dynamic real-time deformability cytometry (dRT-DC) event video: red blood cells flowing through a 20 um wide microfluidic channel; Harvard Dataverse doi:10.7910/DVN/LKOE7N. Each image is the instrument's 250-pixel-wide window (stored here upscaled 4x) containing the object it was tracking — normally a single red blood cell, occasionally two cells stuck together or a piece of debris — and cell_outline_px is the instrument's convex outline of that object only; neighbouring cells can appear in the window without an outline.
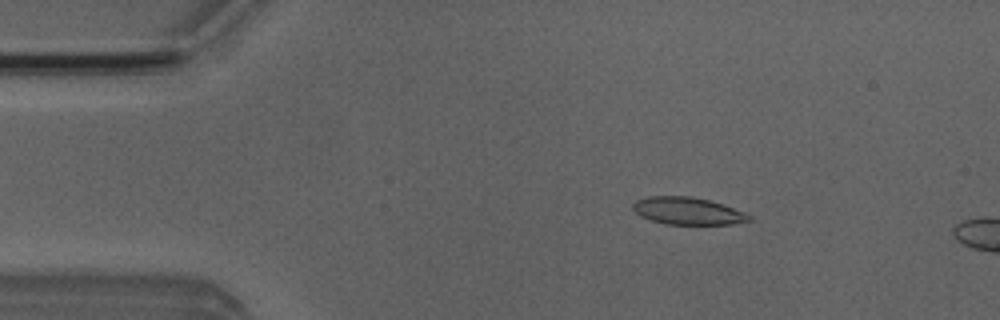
{"species": "Egyptian fruit bat (a non-hibernating species)", "species_latin": "Rousettus aegyptiacus", "temperature_condition": "room temperature", "stored_images_in_passage": 4, "camera_frame_rate_fps": 3000, "um_per_image_px": 0.085, "animal": {"sex": "male"}, "frame": {"image": 1, "passage_image": 2, "time_ms": 2.0, "image_size_px": [1000, 320], "cell_outline_px": [[752, 220], [732, 224], [664, 224], [640, 216], [632, 208], [632, 204], [636, 200], [648, 196], [692, 196], [708, 200], [744, 212], [752, 216]], "centroid_in_image_um": [58.43, 17.93], "position_along_channel_um": 26.6, "area_um2": 18.38}}